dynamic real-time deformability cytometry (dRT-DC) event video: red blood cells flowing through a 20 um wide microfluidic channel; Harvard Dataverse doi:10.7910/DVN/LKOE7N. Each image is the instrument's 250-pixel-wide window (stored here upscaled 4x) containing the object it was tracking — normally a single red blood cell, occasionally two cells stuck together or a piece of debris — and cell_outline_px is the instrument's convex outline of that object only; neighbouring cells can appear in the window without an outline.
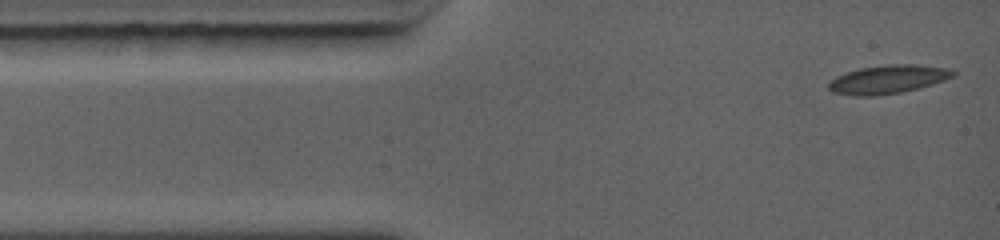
{"species": "common noctule bat (a hibernating species)", "species_latin": "Nyctalus noctula", "temperature_condition": "warm", "stored_images_in_passage": 14, "camera_frame_rate_fps": 5000, "um_per_image_px": 0.085, "animal": {"sex": "female", "body_mass_g": 19.0, "forearm_length_mm": 56.7}, "frame": {"image": 1, "passage_image": 1, "time_ms": 0.0, "image_size_px": [1000, 240], "cell_outline_px": [[956, 76], [932, 84], [900, 92], [876, 96], [856, 96], [832, 92], [828, 88], [828, 84], [836, 76], [860, 68], [888, 64], [916, 64], [948, 68], [956, 72]], "centroid_in_image_um": [75.49, 6.74], "position_along_channel_um": 9.5, "area_um2": 20.58}}
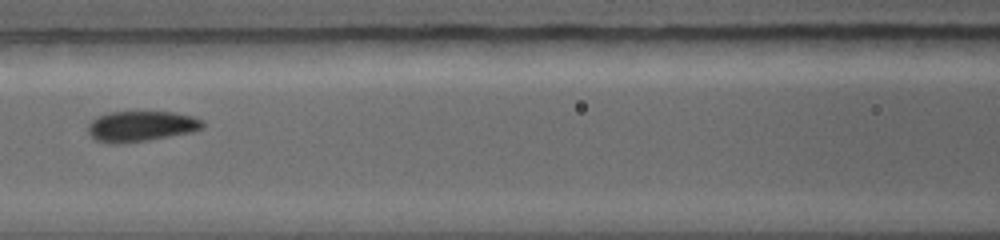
{"frame": {"image": 2, "passage_image": 6, "time_ms": 4.6, "image_size_px": [1000, 240], "cell_outline_px": [[204, 128], [192, 132], [148, 140], [116, 144], [112, 144], [96, 140], [88, 132], [88, 124], [96, 116], [108, 112], [172, 112], [192, 116], [204, 120]], "centroid_in_image_um": [12.0, 10.73], "position_along_channel_um": 154.6, "area_um2": 20.46}}
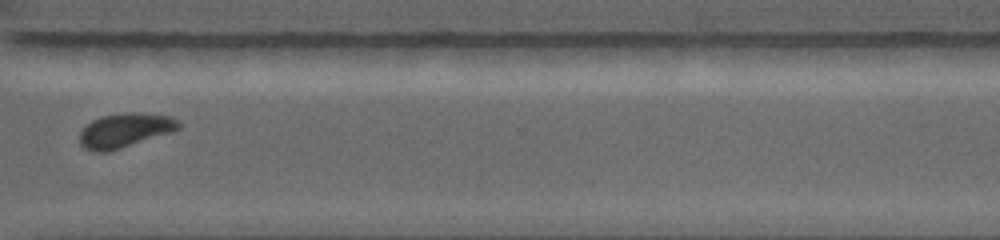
{"frame": {"image": 3, "passage_image": 11, "time_ms": 9.2, "image_size_px": [1000, 240], "cell_outline_px": [[180, 128], [172, 132], [108, 152], [96, 152], [84, 148], [80, 144], [80, 132], [92, 120], [100, 116], [124, 112], [136, 112], [172, 116], [180, 124]], "centroid_in_image_um": [10.61, 11.07], "position_along_channel_um": 360.0, "area_um2": 19.77}}